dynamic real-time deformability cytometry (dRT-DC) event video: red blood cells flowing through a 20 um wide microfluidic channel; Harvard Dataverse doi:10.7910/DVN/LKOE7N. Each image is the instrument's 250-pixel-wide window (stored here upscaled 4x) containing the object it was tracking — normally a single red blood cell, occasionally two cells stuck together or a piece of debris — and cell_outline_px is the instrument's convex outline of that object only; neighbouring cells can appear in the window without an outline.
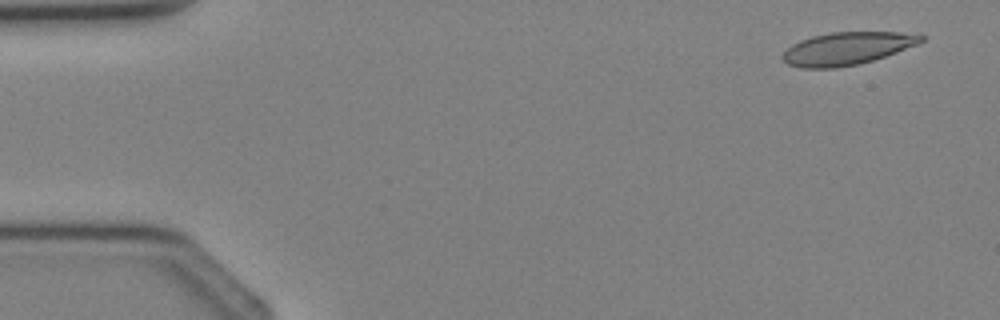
{"species": "Egyptian fruit bat (a non-hibernating species)", "species_latin": "Rousettus aegyptiacus", "temperature_condition": "cold", "stored_images_in_passage": 4, "camera_frame_rate_fps": 3000, "um_per_image_px": 0.085, "animal": {"sex": "female"}, "frame": {"image": 1, "passage_image": 1, "time_ms": 0.0, "image_size_px": [1000, 320], "cell_outline_px": [[924, 40], [916, 44], [896, 52], [860, 64], [836, 68], [804, 68], [788, 64], [780, 56], [792, 44], [800, 40], [812, 36], [832, 32], [900, 32], [924, 36]], "centroid_in_image_um": [71.95, 4.12], "position_along_channel_um": 13.0, "area_um2": 26.13}}